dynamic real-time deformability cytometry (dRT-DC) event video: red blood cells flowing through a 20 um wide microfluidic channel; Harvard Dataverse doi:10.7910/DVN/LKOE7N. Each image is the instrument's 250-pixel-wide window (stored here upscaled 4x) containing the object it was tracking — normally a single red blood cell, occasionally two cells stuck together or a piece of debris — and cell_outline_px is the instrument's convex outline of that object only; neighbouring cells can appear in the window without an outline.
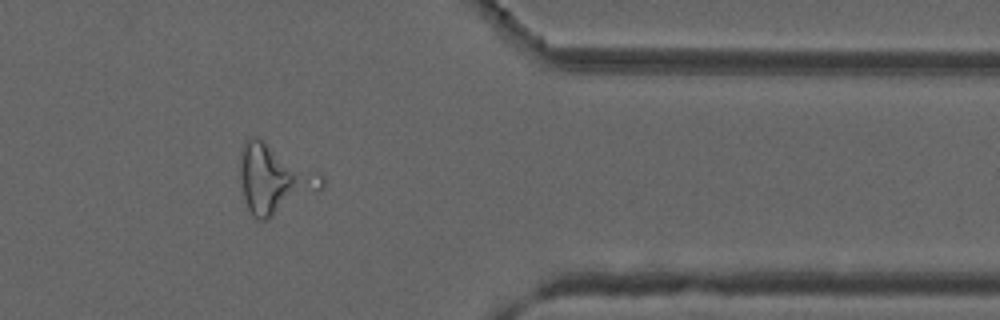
{"species": "common noctule bat (a hibernating species)", "species_latin": "Nyctalus noctula", "temperature_condition": "cold", "stored_images_in_passage": 55, "camera_frame_rate_fps": 3000, "um_per_image_px": 0.085, "animal": {"sex": "male", "forearm_length_mm": 52.5}, "frame": {"image": 1, "passage_image": 45, "time_ms": 14.667, "image_size_px": [1000, 320], "cell_outline_px": [[292, 184], [268, 220], [256, 220], [252, 216], [248, 208], [244, 196], [240, 180], [240, 152], [244, 140], [252, 136], [256, 136], [264, 140], [292, 172]], "centroid_in_image_um": [22.33, 15.11], "position_along_channel_um": 389.1, "area_um2": 22.14}, "authors_computed_cell_mechanics": {"area_um2": 21.7328, "velocity_mm_per_s": 3.7177, "shape_relaxation_time_tau1_ms": 0.0591, "shape_relaxation_time_tau2_ms": null, "deformation_change_tau1": 0.2775, "deformation_change_tau2": null}}